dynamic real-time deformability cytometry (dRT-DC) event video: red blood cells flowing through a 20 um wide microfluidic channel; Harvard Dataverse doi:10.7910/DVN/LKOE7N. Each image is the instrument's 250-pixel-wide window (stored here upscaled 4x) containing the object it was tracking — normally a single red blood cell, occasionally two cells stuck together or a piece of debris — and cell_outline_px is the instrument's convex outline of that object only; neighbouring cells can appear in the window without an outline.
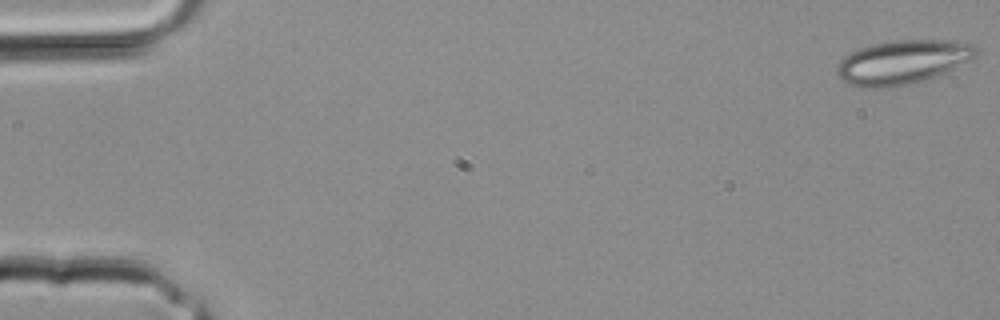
{"species": "common noctule bat (a hibernating species)", "species_latin": "Nyctalus noctula", "temperature_condition": "room temperature", "stored_images_in_passage": 34, "camera_frame_rate_fps": 3000, "um_per_image_px": 0.085, "animal": {"sex": "male", "body_mass_g": 20.4}, "frame": {"image": 1, "passage_image": 1, "time_ms": 0.0, "image_size_px": [1000, 320], "cell_outline_px": [[980, 52], [976, 56], [928, 80], [892, 88], [860, 88], [848, 84], [840, 80], [836, 72], [836, 68], [840, 60], [844, 56], [860, 48], [872, 44], [896, 40], [952, 40], [972, 44], [980, 48]], "centroid_in_image_um": [76.69, 5.29], "position_along_channel_um": 8.3, "area_um2": 36.01}}
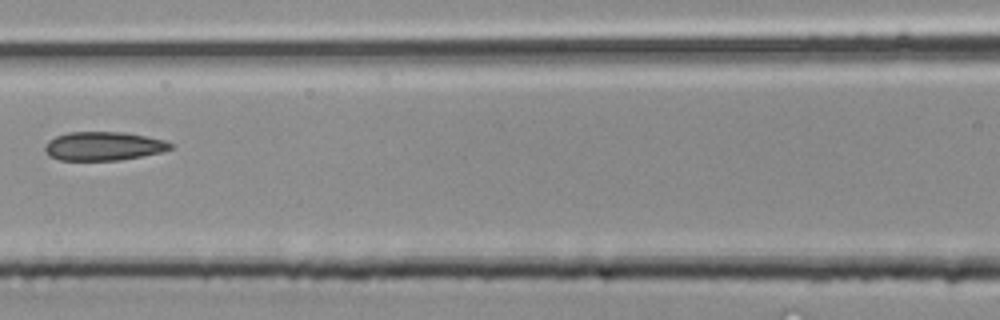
{"frame": {"image": 2, "passage_image": 16, "time_ms": 5.0, "image_size_px": [1000, 320], "cell_outline_px": [[172, 148], [160, 152], [120, 160], [60, 160], [48, 156], [44, 152], [44, 144], [48, 140], [56, 136], [68, 132], [124, 132], [164, 140], [172, 144]], "centroid_in_image_um": [8.72, 12.42], "position_along_channel_um": 157.9, "area_um2": 20.98}}
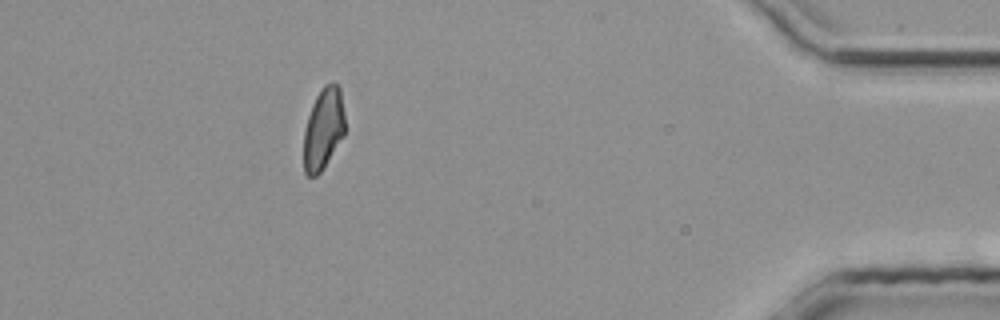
{"frame": {"image": 3, "passage_image": 31, "time_ms": 10.0, "image_size_px": [1000, 320], "cell_outline_px": [[344, 136], [324, 168], [316, 176], [308, 176], [304, 172], [304, 132], [308, 116], [312, 104], [316, 96], [324, 84], [332, 80], [340, 88], [344, 112]], "centroid_in_image_um": [27.49, 10.94], "position_along_channel_um": 407.7, "area_um2": 19.77}}